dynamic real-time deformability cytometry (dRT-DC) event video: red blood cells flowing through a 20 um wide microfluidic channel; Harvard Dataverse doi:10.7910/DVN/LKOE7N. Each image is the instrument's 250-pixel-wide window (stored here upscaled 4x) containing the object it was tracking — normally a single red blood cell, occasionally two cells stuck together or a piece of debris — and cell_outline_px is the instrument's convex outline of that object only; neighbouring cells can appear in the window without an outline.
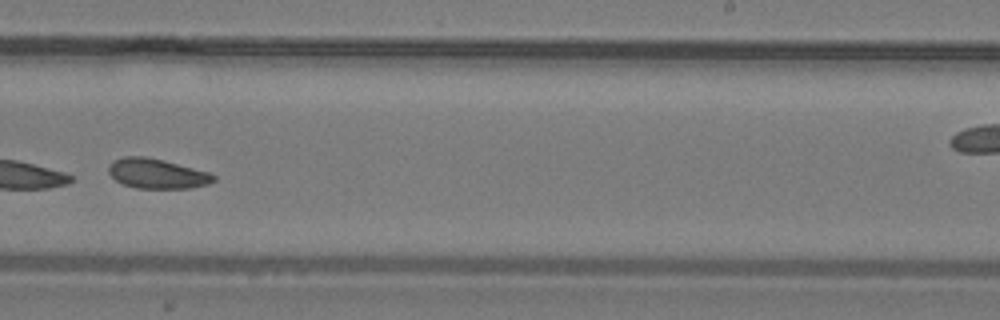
{"species": "common noctule bat (a hibernating species)", "species_latin": "Nyctalus noctula", "temperature_condition": "warm", "stored_images_in_passage": 24, "camera_frame_rate_fps": 3000, "um_per_image_px": 0.085, "animal": {"sex": "male", "body_mass_g": 19.2, "forearm_length_mm": 51.8}, "frame": {"image": 1, "passage_image": 14, "time_ms": 4.333, "image_size_px": [1000, 320], "cell_outline_px": [[216, 180], [208, 184], [188, 188], [136, 188], [124, 184], [116, 180], [108, 172], [108, 164], [112, 160], [124, 156], [144, 156], [164, 160], [208, 172], [216, 176]], "centroid_in_image_um": [13.32, 14.74], "position_along_channel_um": 275.7, "area_um2": 18.26}}